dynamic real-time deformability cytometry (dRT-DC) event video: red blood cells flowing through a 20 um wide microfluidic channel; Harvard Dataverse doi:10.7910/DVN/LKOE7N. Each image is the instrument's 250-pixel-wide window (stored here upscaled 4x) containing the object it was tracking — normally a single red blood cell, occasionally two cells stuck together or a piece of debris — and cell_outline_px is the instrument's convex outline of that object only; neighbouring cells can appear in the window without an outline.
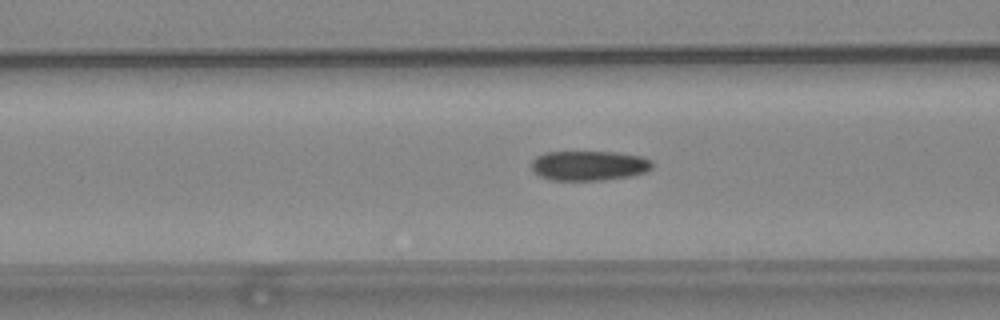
{"species": "common noctule bat (a hibernating species)", "species_latin": "Nyctalus noctula", "temperature_condition": "warm", "stored_images_in_passage": 48, "camera_frame_rate_fps": 3000, "um_per_image_px": 0.085, "animal": {"sex": "female", "body_mass_g": 24.6, "forearm_length_mm": 56.2}, "frame": {"image": 1, "passage_image": 14, "time_ms": 4.333, "image_size_px": [1000, 320], "cell_outline_px": [[652, 168], [644, 172], [628, 176], [600, 180], [552, 180], [540, 176], [532, 172], [532, 160], [536, 156], [544, 152], [616, 152], [640, 156], [652, 160]], "centroid_in_image_um": [50.03, 14.07], "position_along_channel_um": 116.6, "area_um2": 20.92}}
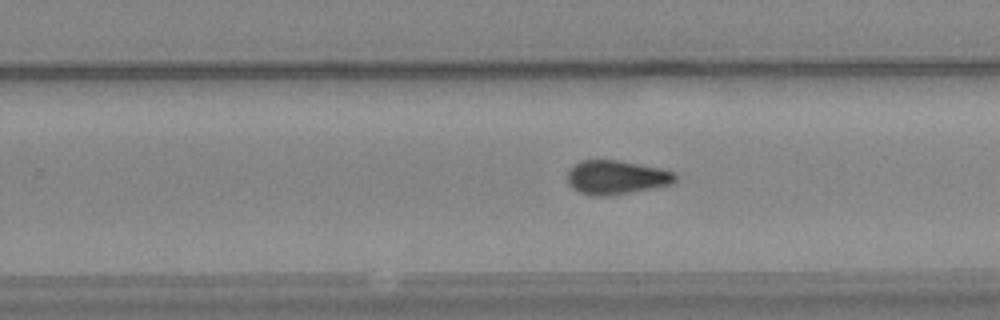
{"frame": {"image": 2, "passage_image": 27, "time_ms": 8.667, "image_size_px": [1000, 320], "cell_outline_px": [[676, 180], [672, 184], [608, 196], [592, 196], [580, 192], [572, 188], [568, 184], [568, 168], [572, 164], [580, 160], [616, 160], [660, 168], [676, 172]], "centroid_in_image_um": [52.35, 15.07], "position_along_channel_um": 277.5, "area_um2": 21.39}}
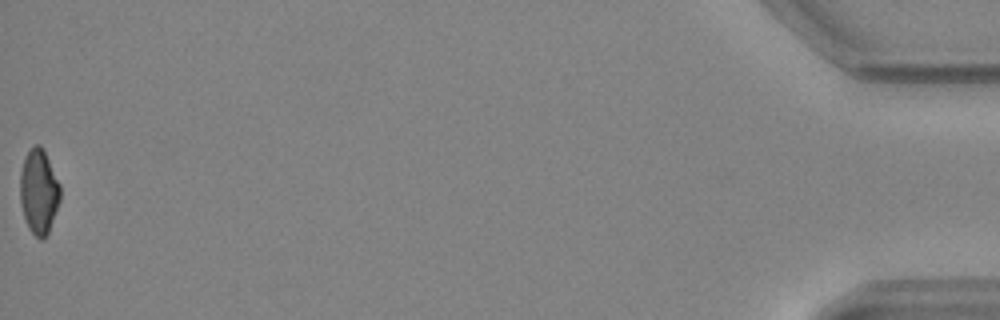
{"frame": {"image": 3, "passage_image": 48, "time_ms": 15.667, "image_size_px": [1000, 320], "cell_outline_px": [[60, 200], [48, 232], [44, 240], [40, 240], [28, 228], [20, 204], [20, 172], [24, 160], [28, 152], [36, 144], [40, 144], [44, 148], [60, 184]], "centroid_in_image_um": [3.3, 16.28], "position_along_channel_um": 431.9, "area_um2": 19.83}, "authors_computed_cell_mechanics": {"area_um2": 21.2126, "velocity_mm_per_s": 3.7219, "shape_relaxation_time_tau1_ms": 8.4953, "shape_relaxation_time_tau2_ms": 3.5246, "deformation_change_tau1": 0.1609, "deformation_change_tau2": 0.0936}}